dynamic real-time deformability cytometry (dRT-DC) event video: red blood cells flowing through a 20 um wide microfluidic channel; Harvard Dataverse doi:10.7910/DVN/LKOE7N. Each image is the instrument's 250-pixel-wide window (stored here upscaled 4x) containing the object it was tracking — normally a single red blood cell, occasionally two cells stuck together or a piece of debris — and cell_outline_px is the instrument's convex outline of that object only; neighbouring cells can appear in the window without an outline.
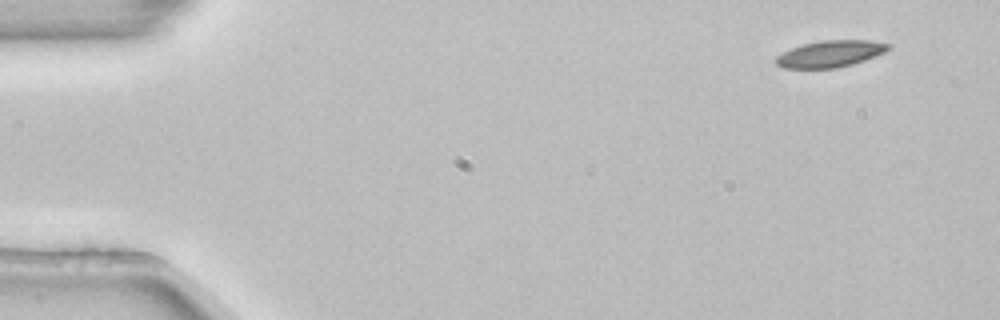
{"species": "common noctule bat (a hibernating species)", "species_latin": "Nyctalus noctula", "temperature_condition": "room temperature", "stored_images_in_passage": 4, "camera_frame_rate_fps": 3000, "um_per_image_px": 0.085, "animal": {"sex": "female", "body_mass_g": 22.7, "forearm_length_mm": 54.2}, "frame": {"image": 1, "passage_image": 1, "time_ms": 0.0, "image_size_px": [1000, 320], "cell_outline_px": [[892, 48], [876, 56], [852, 64], [836, 68], [784, 68], [776, 64], [776, 56], [792, 48], [804, 44], [824, 40], [872, 40], [892, 44]], "centroid_in_image_um": [70.63, 4.57], "position_along_channel_um": 14.4, "area_um2": 17.4}}
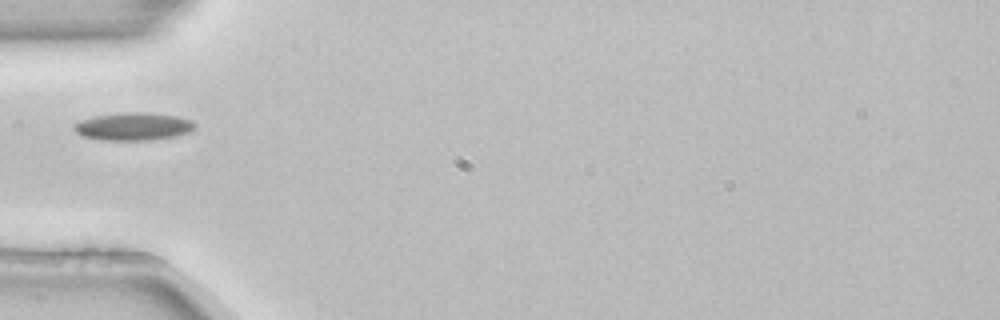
{"frame": {"image": 2, "passage_image": 4, "time_ms": 1.0, "image_size_px": [1000, 320], "cell_outline_px": [[196, 128], [192, 132], [172, 136], [148, 140], [104, 140], [80, 136], [72, 128], [72, 124], [80, 120], [96, 116], [124, 112], [148, 112], [176, 116], [192, 120], [196, 124]], "centroid_in_image_um": [11.32, 10.74], "position_along_channel_um": 73.7, "area_um2": 19.71}}